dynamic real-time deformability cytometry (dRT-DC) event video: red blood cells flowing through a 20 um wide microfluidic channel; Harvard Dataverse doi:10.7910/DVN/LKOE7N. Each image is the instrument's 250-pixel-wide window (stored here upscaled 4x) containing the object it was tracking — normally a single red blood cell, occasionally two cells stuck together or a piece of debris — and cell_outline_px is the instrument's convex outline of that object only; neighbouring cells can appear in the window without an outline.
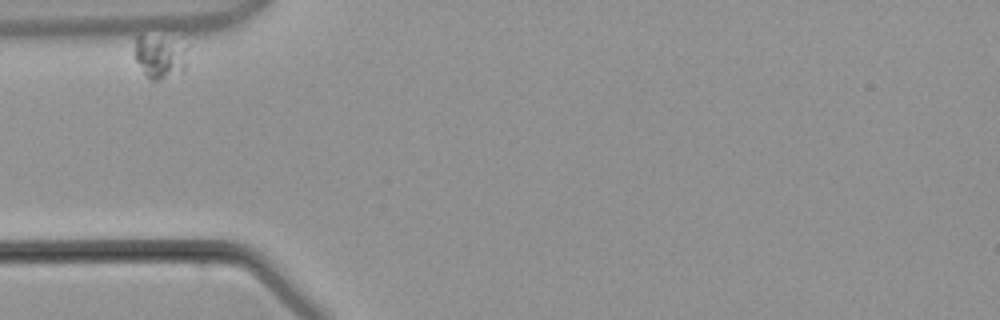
{"species": "common noctule bat (a hibernating species)", "species_latin": "Nyctalus noctula", "temperature_condition": "warm", "stored_images_in_passage": 2, "camera_frame_rate_fps": 3000, "um_per_image_px": 0.085, "animal": {"sex": "male", "body_mass_g": 21.5, "forearm_length_mm": 52.0}, "frame": {"image": 1, "passage_image": 1, "time_ms": 0.0, "image_size_px": [1000, 320], "cell_outline_px": [[188, 64], [184, 72], [160, 80], [152, 80], [144, 72], [136, 60], [136, 36], [140, 36], [184, 48]], "centroid_in_image_um": [13.6, 4.97], "position_along_channel_um": 71.4, "area_um2": 11.96}}